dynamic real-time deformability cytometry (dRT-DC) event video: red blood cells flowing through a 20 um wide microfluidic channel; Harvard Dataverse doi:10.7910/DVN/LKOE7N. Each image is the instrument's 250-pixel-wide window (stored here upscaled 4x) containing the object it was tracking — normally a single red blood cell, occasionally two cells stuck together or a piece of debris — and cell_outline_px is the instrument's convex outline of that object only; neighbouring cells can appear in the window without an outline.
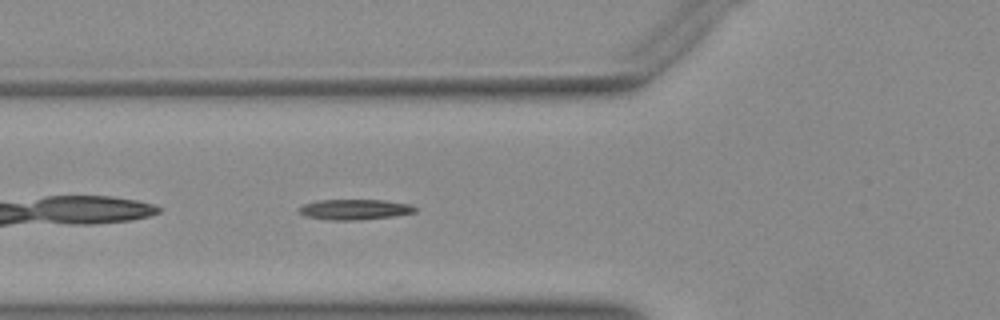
{"species": "Egyptian fruit bat (a non-hibernating species)", "species_latin": "Rousettus aegyptiacus", "temperature_condition": "warm", "stored_images_in_passage": 37, "camera_frame_rate_fps": 3000, "um_per_image_px": 0.085, "animal": {"sex": "female"}, "frame": {"image": 1, "passage_image": 4, "time_ms": 1.0, "image_size_px": [1000, 320], "cell_outline_px": [[416, 212], [392, 216], [356, 220], [328, 220], [308, 216], [300, 212], [296, 208], [304, 204], [320, 200], [384, 200], [412, 204], [416, 208]], "centroid_in_image_um": [30.16, 17.79], "position_along_channel_um": 95.6, "area_um2": 13.7}}
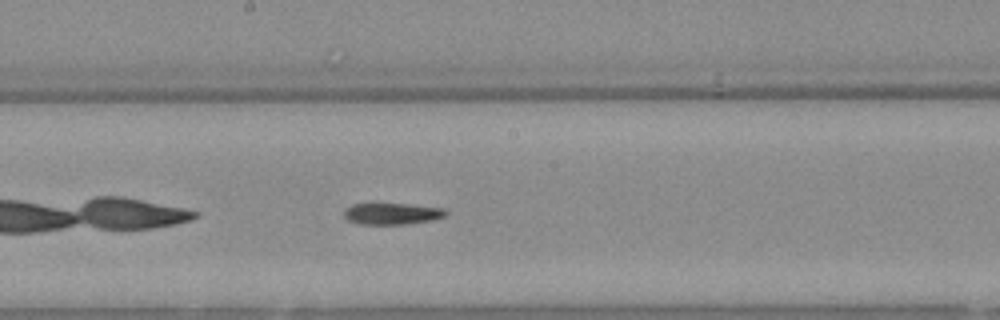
{"frame": {"image": 2, "passage_image": 13, "time_ms": 4.0, "image_size_px": [1000, 320], "cell_outline_px": [[448, 212], [444, 216], [428, 220], [400, 224], [364, 224], [348, 220], [344, 216], [344, 208], [352, 204], [408, 204], [444, 208]], "centroid_in_image_um": [33.28, 18.15], "position_along_channel_um": 214.9, "area_um2": 12.43}}
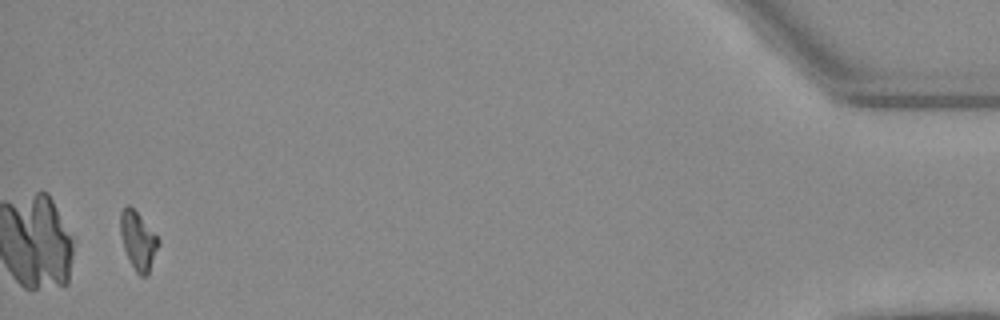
{"frame": {"image": 3, "passage_image": 35, "time_ms": 11.333, "image_size_px": [1000, 320], "cell_outline_px": [[160, 244], [148, 276], [140, 276], [136, 272], [124, 248], [120, 232], [120, 212], [128, 204], [136, 212], [160, 240]], "centroid_in_image_um": [11.75, 20.49], "position_along_channel_um": 423.4, "area_um2": 12.66}}